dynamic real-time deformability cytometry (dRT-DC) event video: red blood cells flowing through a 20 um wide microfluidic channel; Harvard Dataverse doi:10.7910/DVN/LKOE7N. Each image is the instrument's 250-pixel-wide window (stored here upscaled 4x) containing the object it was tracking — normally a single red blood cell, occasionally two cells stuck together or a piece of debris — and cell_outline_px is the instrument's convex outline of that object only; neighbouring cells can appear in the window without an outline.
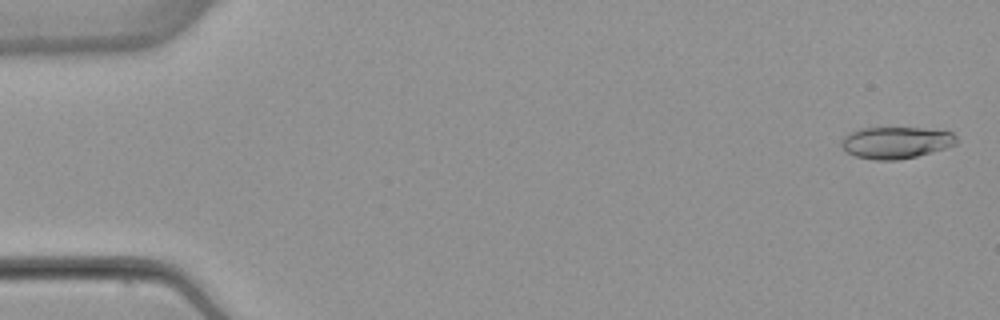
{"species": "common noctule bat (a hibernating species)", "species_latin": "Nyctalus noctula", "temperature_condition": "warm", "stored_images_in_passage": 53, "camera_frame_rate_fps": 3000, "um_per_image_px": 0.085, "animal": {"sex": "female", "body_mass_g": 22.7, "forearm_length_mm": 54.2}, "frame": {"image": 1, "passage_image": 2, "time_ms": 0.333, "image_size_px": [1000, 320], "cell_outline_px": [[956, 144], [944, 148], [916, 156], [896, 160], [876, 160], [856, 156], [848, 152], [840, 144], [840, 140], [848, 132], [860, 128], [924, 128], [952, 132], [956, 136]], "centroid_in_image_um": [76.12, 12.11], "position_along_channel_um": 8.9, "area_um2": 21.15}}
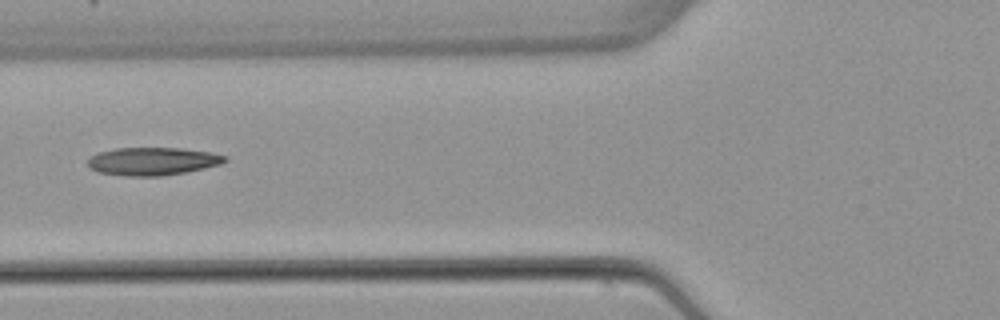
{"frame": {"image": 2, "passage_image": 21, "time_ms": 6.667, "image_size_px": [1000, 320], "cell_outline_px": [[228, 160], [220, 164], [204, 168], [184, 172], [160, 176], [128, 176], [96, 172], [88, 164], [88, 160], [92, 156], [100, 152], [116, 148], [184, 148], [212, 152], [228, 156]], "centroid_in_image_um": [13.02, 13.7], "position_along_channel_um": 112.8, "area_um2": 22.25}}
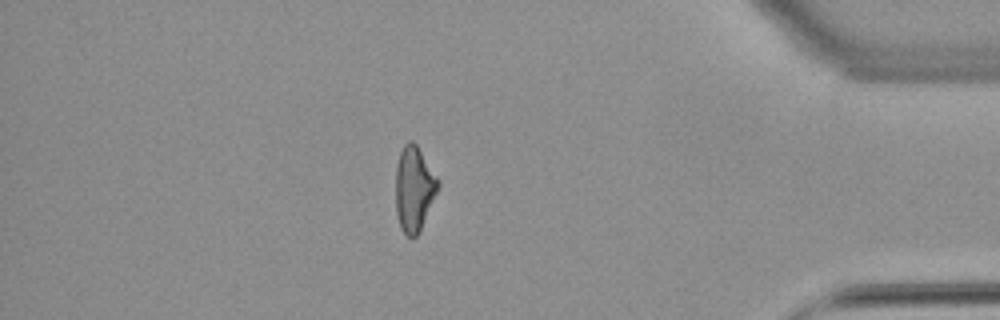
{"frame": {"image": 3, "passage_image": 46, "time_ms": 15.0, "image_size_px": [1000, 320], "cell_outline_px": [[440, 188], [420, 232], [416, 236], [408, 236], [400, 228], [396, 216], [396, 164], [400, 152], [404, 144], [408, 140], [412, 140], [416, 144], [440, 180]], "centroid_in_image_um": [35.21, 16.05], "position_along_channel_um": 400.0, "area_um2": 21.39}, "authors_computed_cell_mechanics": {"area_um2": 21.6172, "velocity_mm_per_s": 3.9015, "shape_relaxation_time_tau1_ms": null, "shape_relaxation_time_tau2_ms": 4.1451, "deformation_change_tau1": null, "deformation_change_tau2": 0.1522}}